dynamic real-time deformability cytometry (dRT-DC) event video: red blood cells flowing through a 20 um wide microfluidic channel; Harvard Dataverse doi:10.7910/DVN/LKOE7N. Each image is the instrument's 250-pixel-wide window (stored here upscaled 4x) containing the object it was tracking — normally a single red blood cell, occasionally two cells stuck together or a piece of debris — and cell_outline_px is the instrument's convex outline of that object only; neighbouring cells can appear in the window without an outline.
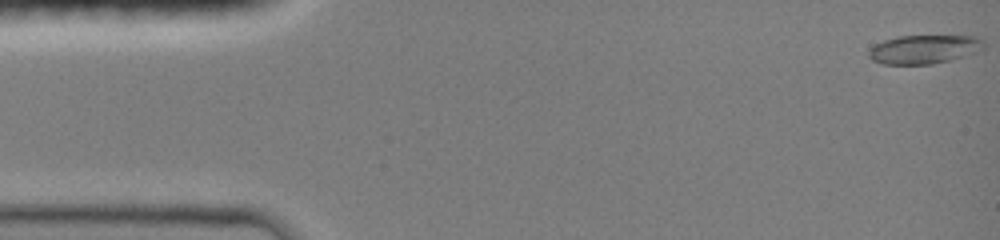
{"species": "common noctule bat (a hibernating species)", "species_latin": "Nyctalus noctula", "temperature_condition": "room temperature", "stored_images_in_passage": 55, "camera_frame_rate_fps": 3000, "um_per_image_px": 0.085, "animal": {"sex": "female", "body_mass_g": 19.0, "forearm_length_mm": 51.5}, "frame": {"image": 1, "passage_image": 1, "time_ms": 0.0, "image_size_px": [1000, 240], "cell_outline_px": [[984, 48], [976, 52], [948, 60], [928, 64], [884, 64], [872, 60], [868, 56], [868, 52], [876, 44], [884, 40], [896, 36], [976, 36], [984, 40]], "centroid_in_image_um": [78.54, 4.18], "position_along_channel_um": 6.5, "area_um2": 19.07}}
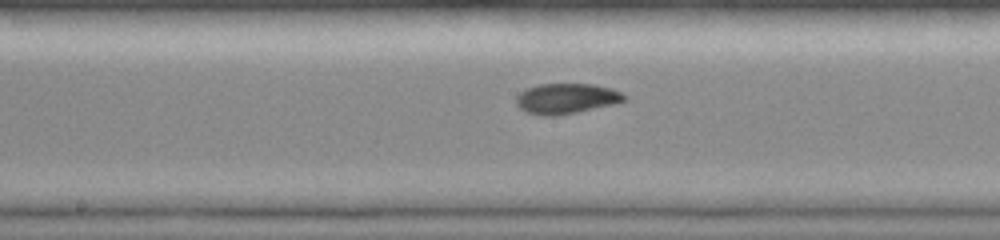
{"frame": {"image": 2, "passage_image": 20, "time_ms": 7.667, "image_size_px": [1000, 240], "cell_outline_px": [[628, 100], [612, 104], [576, 112], [552, 116], [544, 116], [528, 112], [520, 108], [516, 104], [516, 96], [520, 92], [528, 88], [540, 84], [596, 84], [612, 88], [628, 96]], "centroid_in_image_um": [48.16, 8.36], "position_along_channel_um": 200.0, "area_um2": 19.02}}
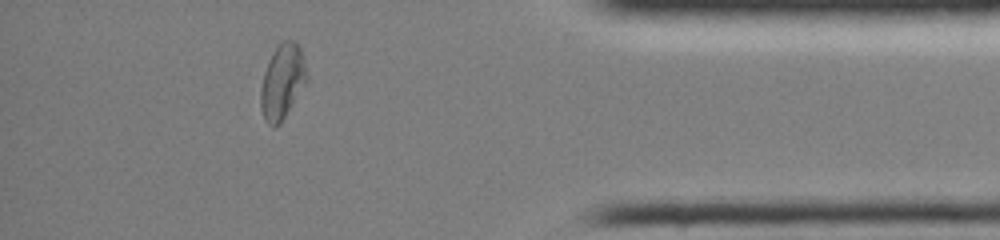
{"frame": {"image": 3, "passage_image": 48, "time_ms": 13.333, "image_size_px": [1000, 240], "cell_outline_px": [[308, 84], [280, 124], [272, 128], [264, 120], [260, 108], [260, 88], [264, 72], [268, 60], [272, 52], [284, 40], [292, 40], [300, 44], [304, 56], [308, 76]], "centroid_in_image_um": [24.03, 6.96], "position_along_channel_um": 411.2, "area_um2": 20.87}, "authors_computed_cell_mechanics": {"area_um2": 18.785, "velocity_mm_per_s": 4.1486, "shape_relaxation_time_tau1_ms": 7.434, "shape_relaxation_time_tau2_ms": 2.2071, "deformation_change_tau1": 0.1825, "deformation_change_tau2": 0.0547}}